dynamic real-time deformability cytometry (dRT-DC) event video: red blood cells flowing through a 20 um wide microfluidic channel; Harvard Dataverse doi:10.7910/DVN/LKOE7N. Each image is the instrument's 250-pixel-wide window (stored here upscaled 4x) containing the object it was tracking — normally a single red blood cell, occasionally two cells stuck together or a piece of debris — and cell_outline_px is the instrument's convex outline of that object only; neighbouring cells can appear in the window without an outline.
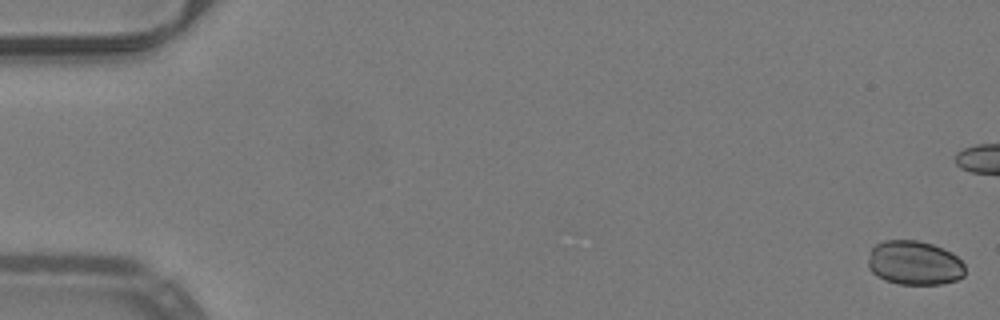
{"species": "common noctule bat (a hibernating species)", "species_latin": "Nyctalus noctula", "temperature_condition": "warm", "stored_images_in_passage": 33, "camera_frame_rate_fps": 3000, "um_per_image_px": 0.085, "animal": {"sex": "male", "body_mass_g": 19.2, "forearm_length_mm": 51.8}, "frame": {"image": 1, "passage_image": 1, "time_ms": 0.0, "image_size_px": [1000, 320], "cell_outline_px": [[964, 276], [956, 280], [940, 284], [900, 284], [884, 280], [876, 276], [868, 268], [868, 260], [872, 248], [876, 244], [884, 240], [916, 240], [932, 244], [944, 248], [952, 252], [964, 264]], "centroid_in_image_um": [77.71, 22.34], "position_along_channel_um": 7.3, "area_um2": 25.09}}
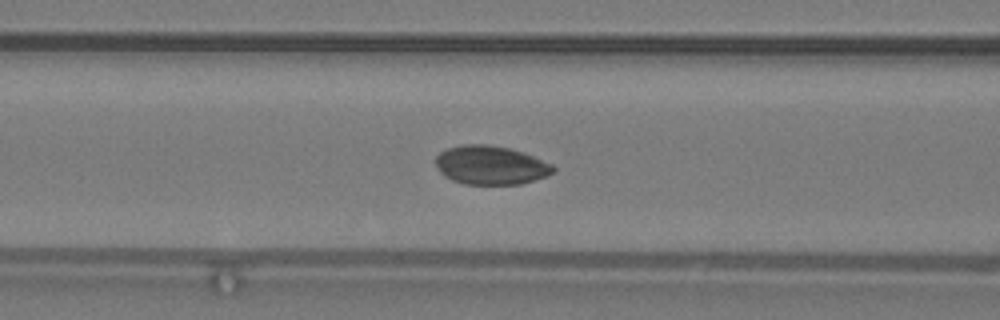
{"frame": {"image": 2, "passage_image": 22, "time_ms": 7.0, "image_size_px": [1000, 320], "cell_outline_px": [[556, 172], [520, 184], [464, 184], [452, 180], [444, 176], [440, 172], [436, 164], [436, 156], [440, 152], [448, 148], [460, 144], [488, 144], [508, 148], [524, 152], [552, 164], [556, 168]], "centroid_in_image_um": [41.7, 14.03], "position_along_channel_um": 124.9, "area_um2": 26.59}}
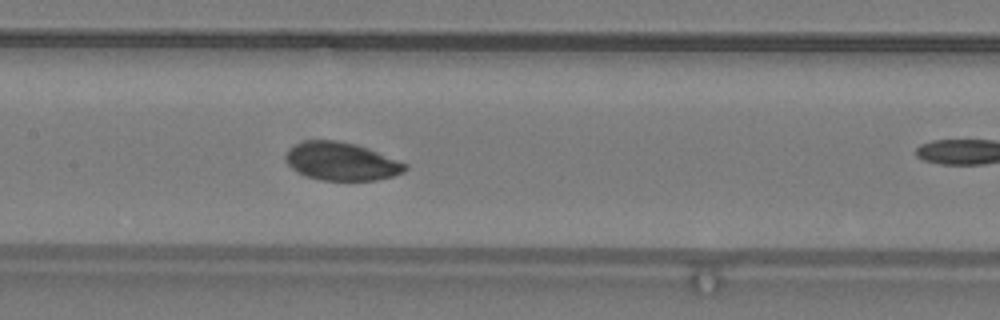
{"frame": {"image": 3, "passage_image": 26, "time_ms": 8.333, "image_size_px": [1000, 320], "cell_outline_px": [[408, 168], [404, 172], [392, 176], [376, 180], [320, 180], [308, 176], [292, 168], [288, 164], [284, 156], [296, 144], [304, 140], [336, 140], [356, 144], [368, 148], [408, 164]], "centroid_in_image_um": [29.05, 13.71], "position_along_channel_um": 178.3, "area_um2": 26.3}}